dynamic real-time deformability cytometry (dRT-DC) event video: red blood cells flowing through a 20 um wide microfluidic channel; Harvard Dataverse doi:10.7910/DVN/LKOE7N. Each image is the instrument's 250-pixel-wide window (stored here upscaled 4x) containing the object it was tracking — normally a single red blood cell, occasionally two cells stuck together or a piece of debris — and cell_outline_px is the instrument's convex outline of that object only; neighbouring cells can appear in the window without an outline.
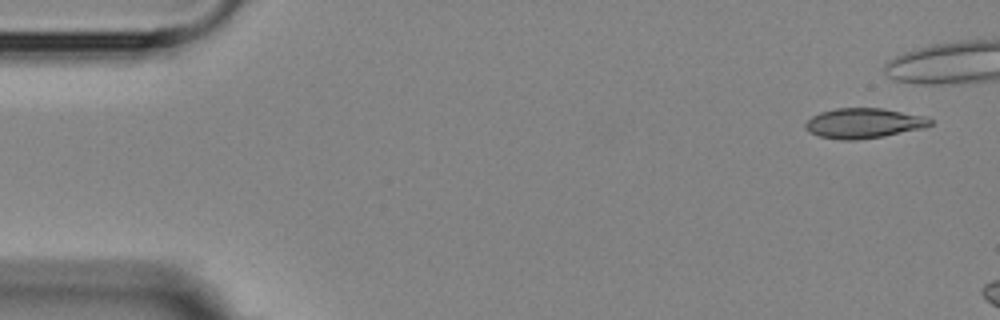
{"species": "Egyptian fruit bat (a non-hibernating species)", "species_latin": "Rousettus aegyptiacus", "temperature_condition": "room temperature", "stored_images_in_passage": 3, "camera_frame_rate_fps": 3000, "um_per_image_px": 0.085, "animal": {"sex": "female"}, "frame": {"image": 1, "passage_image": 1, "time_ms": 0.0, "image_size_px": [1000, 320], "cell_outline_px": [[932, 124], [924, 128], [884, 136], [856, 140], [840, 140], [820, 136], [804, 128], [804, 124], [812, 116], [820, 112], [836, 108], [880, 108], [928, 116], [932, 120]], "centroid_in_image_um": [73.44, 10.47], "position_along_channel_um": 11.6, "area_um2": 21.91}}